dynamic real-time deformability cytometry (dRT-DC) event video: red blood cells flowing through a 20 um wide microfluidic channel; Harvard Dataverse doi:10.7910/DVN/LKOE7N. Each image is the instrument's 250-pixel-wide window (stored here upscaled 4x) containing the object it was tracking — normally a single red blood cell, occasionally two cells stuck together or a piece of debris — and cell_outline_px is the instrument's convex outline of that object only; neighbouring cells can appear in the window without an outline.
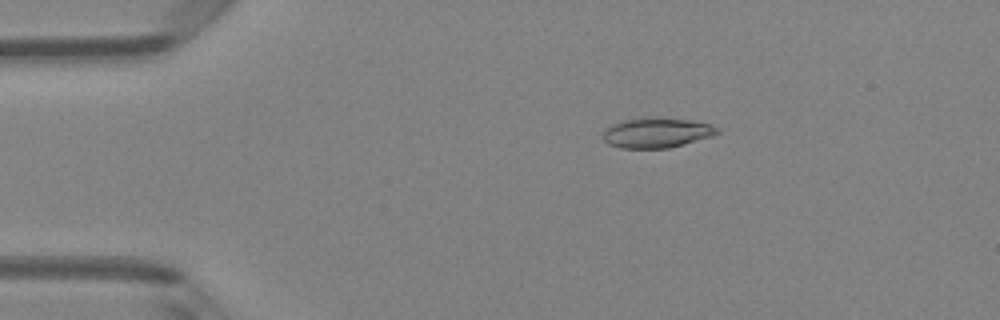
{"species": "Egyptian fruit bat (a non-hibernating species)", "species_latin": "Rousettus aegyptiacus", "temperature_condition": "room temperature", "stored_images_in_passage": 6, "camera_frame_rate_fps": 3000, "um_per_image_px": 0.085, "animal": {"sex": "female"}, "frame": {"image": 1, "passage_image": 3, "time_ms": 2.333, "image_size_px": [1000, 320], "cell_outline_px": [[720, 132], [712, 136], [684, 144], [668, 148], [620, 148], [608, 144], [604, 140], [604, 128], [620, 120], [644, 116], [652, 116], [688, 120], [712, 124]], "centroid_in_image_um": [55.78, 11.26], "position_along_channel_um": 29.2, "area_um2": 20.29}}
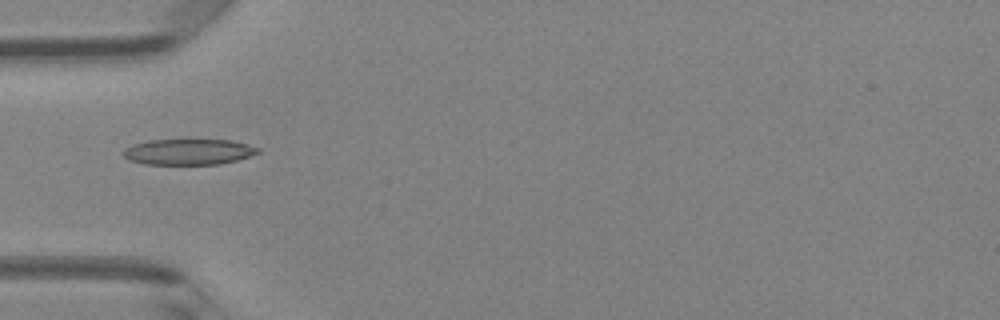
{"frame": {"image": 2, "passage_image": 5, "time_ms": 4.667, "image_size_px": [1000, 320], "cell_outline_px": [[260, 152], [236, 160], [220, 164], [144, 164], [128, 160], [124, 156], [124, 148], [148, 140], [232, 140], [248, 144], [260, 148]], "centroid_in_image_um": [16.04, 12.91], "position_along_channel_um": 69.0, "area_um2": 20.11}}
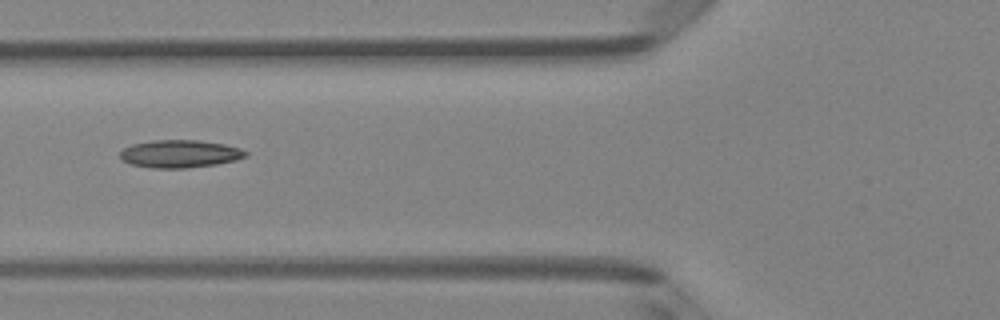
{"frame": {"image": 3, "passage_image": 6, "time_ms": 5.667, "image_size_px": [1000, 320], "cell_outline_px": [[248, 156], [236, 160], [216, 164], [184, 168], [152, 168], [132, 164], [124, 160], [120, 156], [120, 152], [124, 148], [132, 144], [152, 140], [196, 140], [224, 144], [240, 148], [248, 152]], "centroid_in_image_um": [15.31, 13.07], "position_along_channel_um": 110.5, "area_um2": 20.17}}